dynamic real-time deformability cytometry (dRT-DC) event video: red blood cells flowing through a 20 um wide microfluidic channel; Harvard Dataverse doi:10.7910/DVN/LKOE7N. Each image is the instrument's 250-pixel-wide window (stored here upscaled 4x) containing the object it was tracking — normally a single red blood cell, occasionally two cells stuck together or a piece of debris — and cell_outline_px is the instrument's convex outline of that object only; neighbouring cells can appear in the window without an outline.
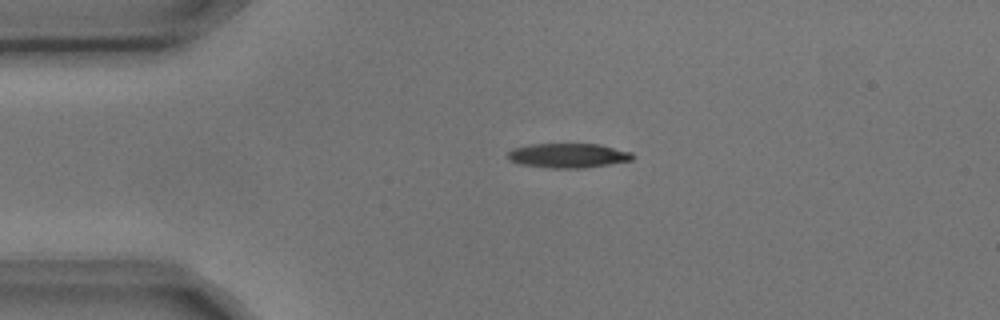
{"species": "common noctule bat (a hibernating species)", "species_latin": "Nyctalus noctula", "temperature_condition": "cold", "stored_images_in_passage": 2, "camera_frame_rate_fps": 3000, "um_per_image_px": 0.085, "animal": {"sex": "male", "body_mass_g": 17.9, "forearm_length_mm": 54.2}, "frame": {"image": 1, "passage_image": 1, "time_ms": 0.0, "image_size_px": [1000, 320], "cell_outline_px": [[636, 156], [632, 160], [584, 168], [548, 168], [520, 164], [512, 160], [508, 156], [508, 152], [512, 148], [532, 144], [600, 144], [632, 152]], "centroid_in_image_um": [48.33, 13.22], "position_along_channel_um": 36.7, "area_um2": 17.8}}